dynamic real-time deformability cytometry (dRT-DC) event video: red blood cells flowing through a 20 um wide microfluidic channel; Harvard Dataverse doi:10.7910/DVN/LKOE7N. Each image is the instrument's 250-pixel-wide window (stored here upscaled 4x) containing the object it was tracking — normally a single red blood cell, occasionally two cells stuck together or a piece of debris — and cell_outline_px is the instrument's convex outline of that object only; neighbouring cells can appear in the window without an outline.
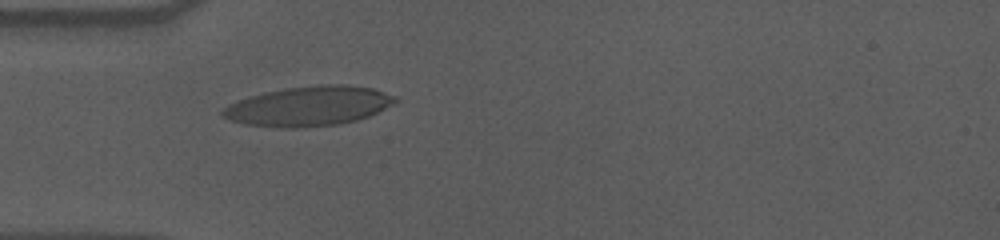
{"species": "human", "species_latin": "Homo sapiens", "temperature_condition": "cold", "stored_images_in_passage": 41, "camera_frame_rate_fps": 3000, "um_per_image_px": 0.085, "donor": {"sex": "male"}, "frame": {"image": 1, "passage_image": 1, "time_ms": 0.0, "image_size_px": [1000, 240], "cell_outline_px": [[400, 100], [368, 116], [356, 120], [340, 124], [304, 128], [284, 128], [244, 124], [232, 120], [224, 116], [220, 112], [228, 104], [264, 92], [284, 88], [320, 84], [348, 84], [372, 88], [396, 96]], "centroid_in_image_um": [26.26, 9.02], "position_along_channel_um": 58.7, "area_um2": 39.88}}
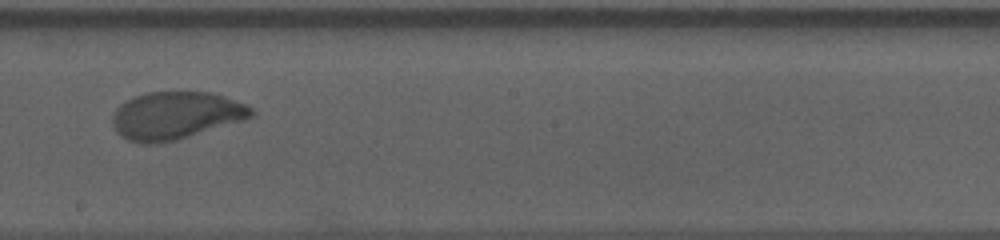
{"frame": {"image": 2, "passage_image": 16, "time_ms": 5.0, "image_size_px": [1000, 240], "cell_outline_px": [[256, 112], [252, 116], [244, 120], [176, 140], [156, 144], [140, 144], [128, 140], [120, 136], [116, 132], [112, 124], [112, 116], [116, 108], [120, 104], [136, 96], [148, 92], [212, 92], [248, 104]], "centroid_in_image_um": [14.93, 9.83], "position_along_channel_um": 233.3, "area_um2": 38.73}}
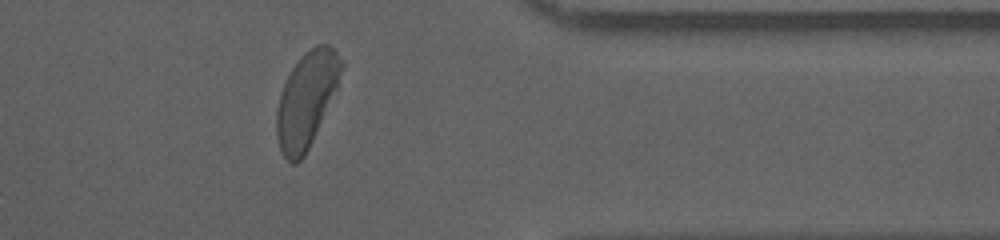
{"frame": {"image": 3, "passage_image": 30, "time_ms": 9.667, "image_size_px": [1000, 240], "cell_outline_px": [[344, 68], [336, 88], [312, 140], [304, 156], [296, 164], [292, 164], [284, 156], [280, 148], [276, 136], [276, 108], [280, 92], [292, 68], [300, 56], [304, 52], [316, 44], [328, 44], [336, 52], [344, 64]], "centroid_in_image_um": [26.03, 8.44], "position_along_channel_um": 385.4, "area_um2": 35.49}, "authors_computed_cell_mechanics": {"area_um2": 38.0324, "velocity_mm_per_s": 3.5622, "shape_relaxation_time_tau1_ms": 4.1877, "shape_relaxation_time_tau2_ms": null, "deformation_change_tau1": 0.1756, "deformation_change_tau2": null}}